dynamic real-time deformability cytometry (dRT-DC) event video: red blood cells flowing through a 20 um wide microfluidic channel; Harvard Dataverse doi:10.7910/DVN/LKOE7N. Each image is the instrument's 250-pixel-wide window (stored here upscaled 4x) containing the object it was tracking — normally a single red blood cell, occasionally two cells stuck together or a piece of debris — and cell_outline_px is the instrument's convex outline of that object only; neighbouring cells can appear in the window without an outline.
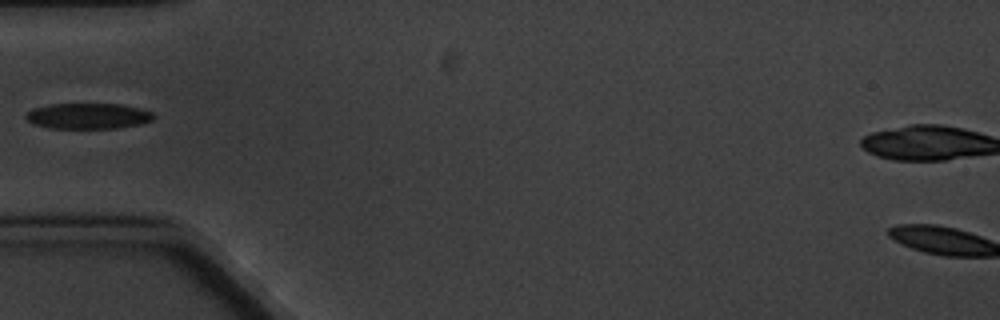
{"species": "common noctule bat (a hibernating species)", "species_latin": "Nyctalus noctula", "temperature_condition": "cold", "stored_images_in_passage": 8, "camera_frame_rate_fps": 3000, "um_per_image_px": 0.085, "animal": {"sex": "male", "body_mass_g": 20.1, "forearm_length_mm": 53.5}, "frame": {"image": 1, "passage_image": 4, "time_ms": 4.333, "image_size_px": [1000, 320], "cell_outline_px": [[156, 116], [152, 120], [140, 124], [116, 128], [48, 128], [32, 124], [24, 116], [32, 108], [48, 104], [120, 104], [140, 108], [152, 112]], "centroid_in_image_um": [7.47, 9.86], "position_along_channel_um": 77.5, "area_um2": 19.25}}